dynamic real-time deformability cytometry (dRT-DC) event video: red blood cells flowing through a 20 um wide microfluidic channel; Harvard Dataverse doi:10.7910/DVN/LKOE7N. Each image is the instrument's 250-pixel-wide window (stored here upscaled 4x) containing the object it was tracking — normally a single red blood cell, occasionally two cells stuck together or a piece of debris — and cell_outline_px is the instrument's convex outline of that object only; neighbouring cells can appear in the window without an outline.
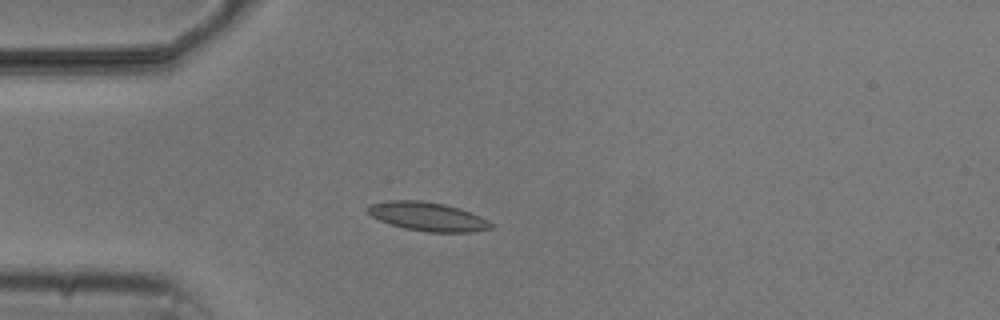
{"species": "common noctule bat (a hibernating species)", "species_latin": "Nyctalus noctula", "temperature_condition": "cold", "stored_images_in_passage": 5, "camera_frame_rate_fps": 3000, "um_per_image_px": 0.085, "animal": {"sex": "male", "body_mass_g": 20.5, "forearm_length_mm": 52.5}, "frame": {"image": 1, "passage_image": 5, "time_ms": 4.667, "image_size_px": [1000, 320], "cell_outline_px": [[496, 228], [472, 232], [428, 232], [404, 228], [380, 220], [372, 216], [364, 208], [368, 204], [388, 200], [420, 200], [444, 204], [460, 208], [472, 212], [496, 224]], "centroid_in_image_um": [36.4, 18.4], "position_along_channel_um": 48.6, "area_um2": 20.98}}